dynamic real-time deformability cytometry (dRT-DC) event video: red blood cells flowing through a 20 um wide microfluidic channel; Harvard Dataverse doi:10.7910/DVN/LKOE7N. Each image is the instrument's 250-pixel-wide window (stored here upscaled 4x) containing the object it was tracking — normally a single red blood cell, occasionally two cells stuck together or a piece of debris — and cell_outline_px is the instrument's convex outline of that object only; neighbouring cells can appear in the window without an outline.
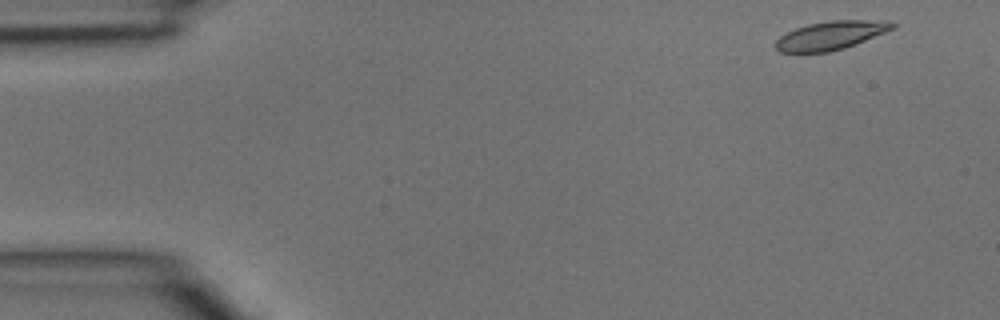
{"species": "common noctule bat (a hibernating species)", "species_latin": "Nyctalus noctula", "temperature_condition": "room temperature", "stored_images_in_passage": 4, "camera_frame_rate_fps": 3000, "um_per_image_px": 0.085, "animal": {"sex": "male", "body_mass_g": 15.6}, "frame": {"image": 1, "passage_image": 1, "time_ms": 0.0, "image_size_px": [1000, 320], "cell_outline_px": [[896, 28], [856, 44], [844, 48], [828, 52], [780, 52], [772, 44], [780, 36], [796, 28], [808, 24], [832, 20], [892, 20], [896, 24]], "centroid_in_image_um": [70.66, 3.0], "position_along_channel_um": 14.3, "area_um2": 19.59}}